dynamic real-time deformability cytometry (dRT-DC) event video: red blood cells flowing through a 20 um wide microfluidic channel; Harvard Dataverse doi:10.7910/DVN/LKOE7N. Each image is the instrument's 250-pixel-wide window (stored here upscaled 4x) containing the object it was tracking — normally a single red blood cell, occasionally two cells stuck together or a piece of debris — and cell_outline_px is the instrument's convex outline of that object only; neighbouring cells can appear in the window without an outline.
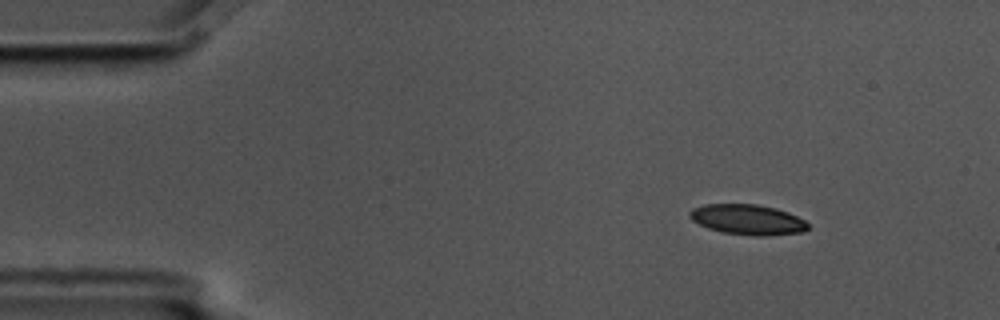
{"species": "common noctule bat (a hibernating species)", "species_latin": "Nyctalus noctula", "temperature_condition": "cold", "stored_images_in_passage": 4, "camera_frame_rate_fps": 3000, "um_per_image_px": 0.085, "animal": {"sex": "male", "body_mass_g": 17.5, "forearm_length_mm": 52.3}, "frame": {"image": 1, "passage_image": 1, "time_ms": 0.0, "image_size_px": [1000, 320], "cell_outline_px": [[808, 228], [804, 232], [768, 236], [756, 236], [724, 232], [708, 228], [692, 220], [688, 216], [688, 212], [692, 208], [704, 204], [756, 204], [776, 208], [788, 212], [804, 220], [808, 224]], "centroid_in_image_um": [63.54, 18.66], "position_along_channel_um": 21.5, "area_um2": 20.92}}